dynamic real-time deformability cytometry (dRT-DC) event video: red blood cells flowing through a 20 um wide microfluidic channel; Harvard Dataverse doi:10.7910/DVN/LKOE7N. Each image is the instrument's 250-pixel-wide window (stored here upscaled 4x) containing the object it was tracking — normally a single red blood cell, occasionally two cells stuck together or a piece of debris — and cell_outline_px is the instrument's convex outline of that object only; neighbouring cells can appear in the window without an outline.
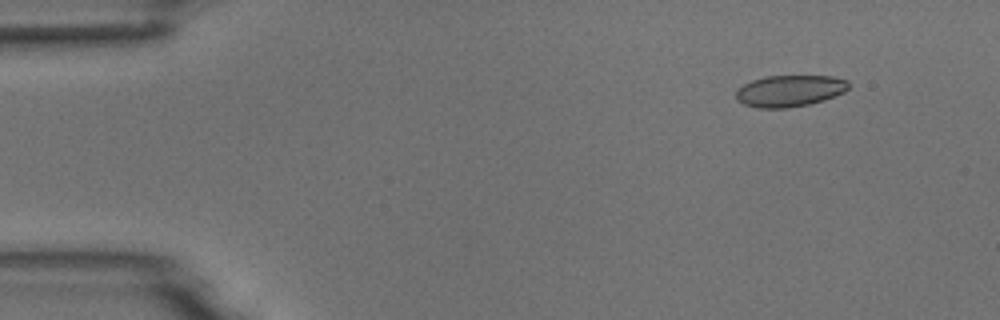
{"species": "common noctule bat (a hibernating species)", "species_latin": "Nyctalus noctula", "temperature_condition": "room temperature", "stored_images_in_passage": 5, "camera_frame_rate_fps": 3000, "um_per_image_px": 0.085, "animal": {"sex": "male", "body_mass_g": 18.8}, "frame": {"image": 1, "passage_image": 2, "time_ms": 0.333, "image_size_px": [1000, 320], "cell_outline_px": [[848, 88], [844, 92], [824, 100], [808, 104], [784, 108], [756, 108], [744, 104], [736, 100], [736, 92], [744, 84], [752, 80], [764, 76], [832, 76], [848, 80]], "centroid_in_image_um": [67.11, 7.72], "position_along_channel_um": 17.9, "area_um2": 20.63}}
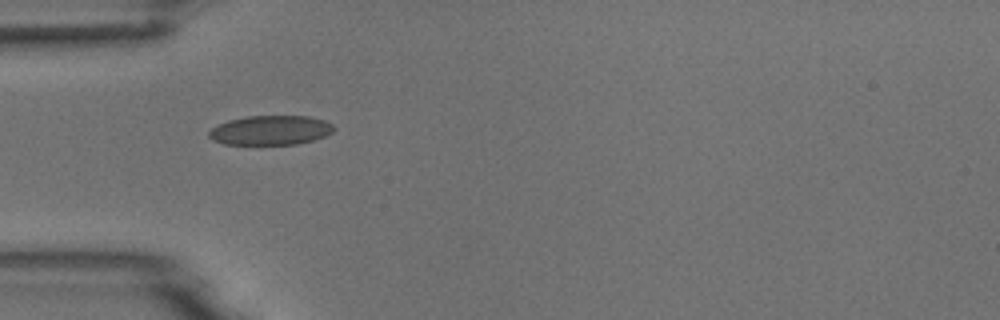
{"frame": {"image": 2, "passage_image": 5, "time_ms": 1.333, "image_size_px": [1000, 320], "cell_outline_px": [[336, 128], [332, 132], [324, 136], [312, 140], [296, 144], [224, 144], [212, 140], [208, 136], [208, 132], [212, 128], [228, 120], [248, 116], [308, 116], [324, 120], [332, 124]], "centroid_in_image_um": [22.99, 11.07], "position_along_channel_um": 62.0, "area_um2": 21.33}}